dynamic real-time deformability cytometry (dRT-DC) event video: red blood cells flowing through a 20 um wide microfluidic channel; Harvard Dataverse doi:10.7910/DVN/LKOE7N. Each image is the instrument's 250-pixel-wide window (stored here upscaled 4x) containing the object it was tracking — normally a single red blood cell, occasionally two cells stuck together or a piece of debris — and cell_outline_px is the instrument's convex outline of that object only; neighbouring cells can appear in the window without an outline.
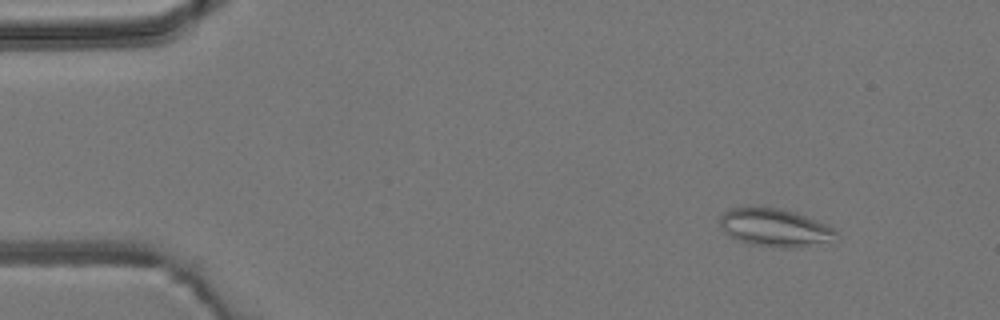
{"species": "common noctule bat (a hibernating species)", "species_latin": "Nyctalus noctula", "temperature_condition": "room temperature", "stored_images_in_passage": 7, "camera_frame_rate_fps": 3000, "um_per_image_px": 0.085, "animal": {"sex": "male", "body_mass_g": 19.2, "forearm_length_mm": 51.8}, "frame": {"image": 1, "passage_image": 2, "time_ms": 1.333, "image_size_px": [1000, 320], "cell_outline_px": [[836, 232], [824, 240], [796, 248], [780, 248], [748, 244], [724, 232], [720, 228], [720, 216], [724, 212], [732, 208], [780, 208], [796, 212], [816, 220], [832, 228]], "centroid_in_image_um": [65.74, 19.34], "position_along_channel_um": 19.3, "area_um2": 24.8}}
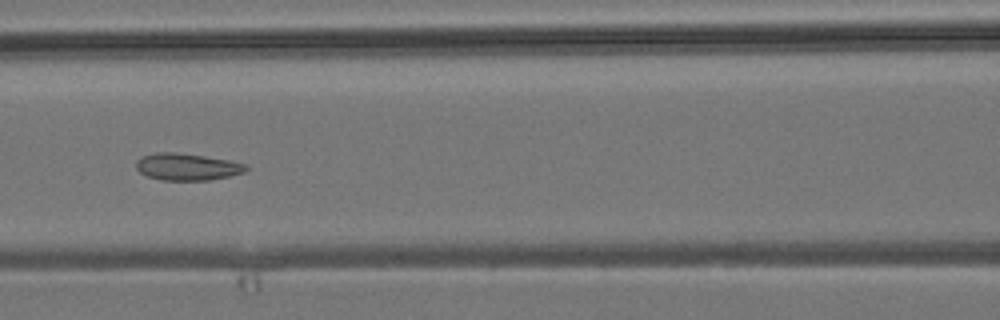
{"frame": {"image": 2, "passage_image": 7, "time_ms": 7.0, "image_size_px": [1000, 320], "cell_outline_px": [[248, 168], [244, 172], [228, 176], [208, 180], [160, 180], [148, 176], [140, 172], [136, 168], [136, 160], [140, 156], [156, 152], [172, 152], [204, 156], [228, 160], [244, 164]], "centroid_in_image_um": [15.84, 14.17], "position_along_channel_um": 150.8, "area_um2": 17.11}}